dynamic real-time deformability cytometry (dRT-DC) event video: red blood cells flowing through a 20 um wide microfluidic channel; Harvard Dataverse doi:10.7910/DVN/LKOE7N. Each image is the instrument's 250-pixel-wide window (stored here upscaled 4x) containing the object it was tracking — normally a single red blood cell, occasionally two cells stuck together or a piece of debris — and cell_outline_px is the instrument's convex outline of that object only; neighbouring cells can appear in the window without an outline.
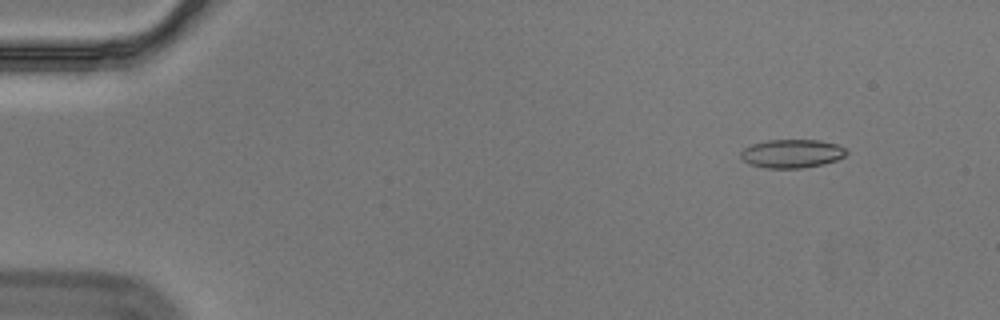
{"species": "Egyptian fruit bat (a non-hibernating species)", "species_latin": "Rousettus aegyptiacus", "temperature_condition": "cold", "stored_images_in_passage": 56, "camera_frame_rate_fps": 3000, "um_per_image_px": 0.085, "animal": {"sex": "male"}, "frame": {"image": 1, "passage_image": 6, "time_ms": 1.667, "image_size_px": [1000, 320], "cell_outline_px": [[848, 152], [844, 156], [836, 160], [824, 164], [800, 168], [764, 168], [748, 164], [740, 156], [740, 152], [744, 148], [752, 144], [768, 140], [820, 140], [836, 144], [844, 148]], "centroid_in_image_um": [67.29, 13.06], "position_along_channel_um": 17.7, "area_um2": 17.57}}
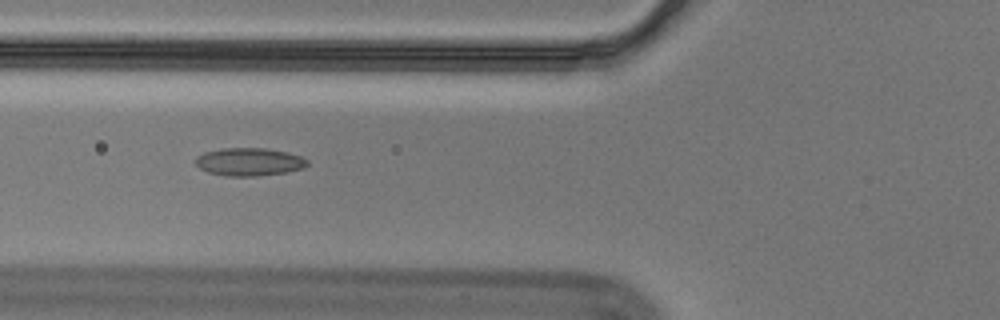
{"frame": {"image": 2, "passage_image": 22, "time_ms": 7.0, "image_size_px": [1000, 320], "cell_outline_px": [[308, 164], [304, 168], [288, 172], [256, 176], [228, 176], [208, 172], [200, 168], [196, 164], [196, 156], [204, 152], [220, 148], [268, 148], [288, 152], [300, 156], [308, 160]], "centroid_in_image_um": [21.2, 13.75], "position_along_channel_um": 104.6, "area_um2": 18.32}}
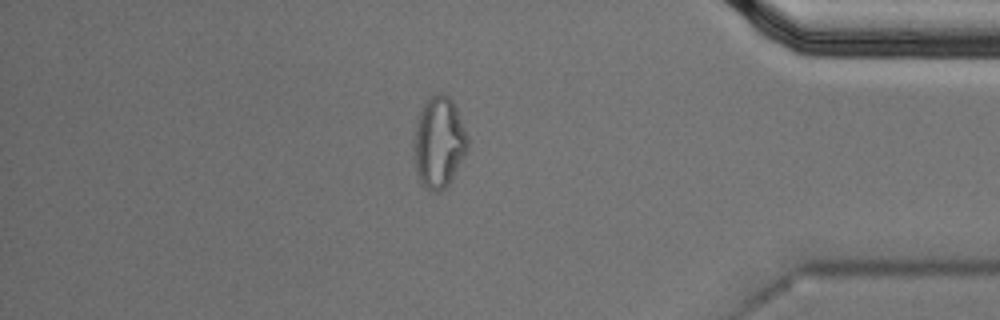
{"frame": {"image": 3, "passage_image": 49, "time_ms": 16.0, "image_size_px": [1000, 320], "cell_outline_px": [[468, 148], [452, 180], [440, 192], [432, 192], [420, 184], [412, 156], [412, 144], [416, 120], [424, 104], [436, 92], [440, 92], [448, 96], [452, 100], [456, 108], [468, 136]], "centroid_in_image_um": [37.27, 12.13], "position_along_channel_um": 397.9, "area_um2": 29.02}}